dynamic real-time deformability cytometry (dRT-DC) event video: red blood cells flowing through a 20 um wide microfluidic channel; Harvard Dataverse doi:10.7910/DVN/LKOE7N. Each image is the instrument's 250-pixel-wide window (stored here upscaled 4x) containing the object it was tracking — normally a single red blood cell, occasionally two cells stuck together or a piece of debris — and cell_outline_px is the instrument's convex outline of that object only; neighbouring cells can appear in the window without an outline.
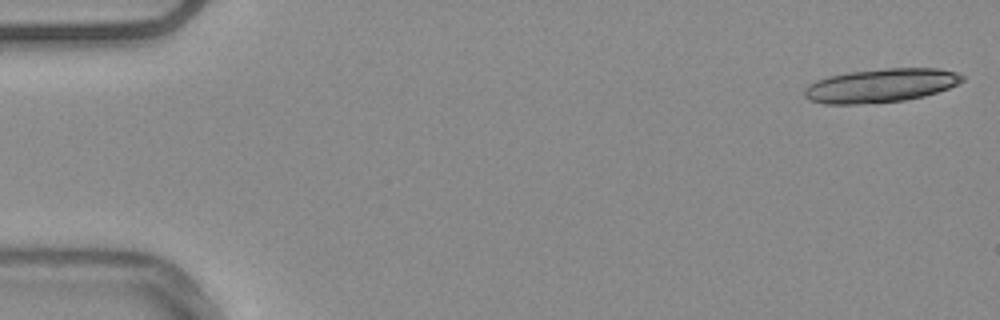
{"species": "common noctule bat (a hibernating species)", "species_latin": "Nyctalus noctula", "temperature_condition": "warm", "stored_images_in_passage": 19, "camera_frame_rate_fps": 3000, "um_per_image_px": 0.085, "animal": {"sex": "male", "body_mass_g": 20.4}, "frame": {"image": 1, "passage_image": 1, "time_ms": 0.0, "image_size_px": [1000, 320], "cell_outline_px": [[964, 80], [948, 88], [924, 96], [904, 100], [856, 104], [824, 104], [808, 100], [804, 96], [804, 88], [808, 84], [816, 80], [828, 76], [848, 72], [884, 68], [940, 68], [956, 72], [964, 76]], "centroid_in_image_um": [74.83, 7.26], "position_along_channel_um": 10.2, "area_um2": 31.1}}